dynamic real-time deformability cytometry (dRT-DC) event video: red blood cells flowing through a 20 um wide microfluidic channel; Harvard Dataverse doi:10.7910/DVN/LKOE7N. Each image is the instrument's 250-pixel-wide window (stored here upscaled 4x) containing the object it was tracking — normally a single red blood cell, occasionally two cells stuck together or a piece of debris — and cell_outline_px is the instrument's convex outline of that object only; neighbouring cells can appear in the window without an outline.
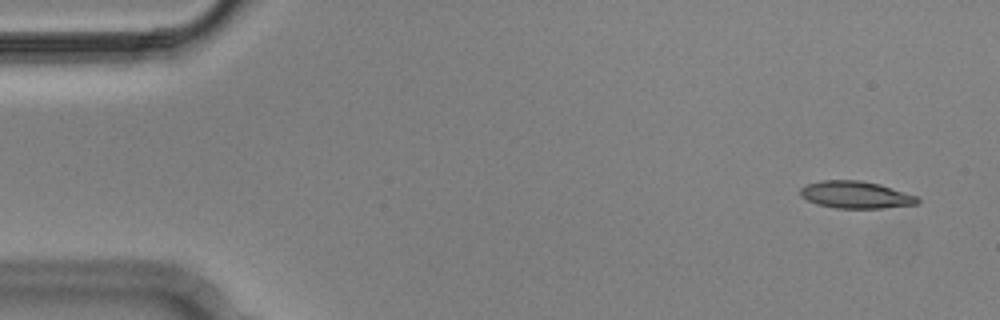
{"species": "Egyptian fruit bat (a non-hibernating species)", "species_latin": "Rousettus aegyptiacus", "temperature_condition": "cold", "stored_images_in_passage": 4, "camera_frame_rate_fps": 3000, "um_per_image_px": 0.085, "animal": {"sex": "male"}, "frame": {"image": 1, "passage_image": 1, "time_ms": 0.0, "image_size_px": [1000, 320], "cell_outline_px": [[920, 200], [916, 204], [884, 208], [836, 208], [816, 204], [800, 196], [800, 188], [808, 184], [820, 180], [860, 180], [880, 184], [916, 196]], "centroid_in_image_um": [72.71, 16.55], "position_along_channel_um": 12.3, "area_um2": 18.5}}